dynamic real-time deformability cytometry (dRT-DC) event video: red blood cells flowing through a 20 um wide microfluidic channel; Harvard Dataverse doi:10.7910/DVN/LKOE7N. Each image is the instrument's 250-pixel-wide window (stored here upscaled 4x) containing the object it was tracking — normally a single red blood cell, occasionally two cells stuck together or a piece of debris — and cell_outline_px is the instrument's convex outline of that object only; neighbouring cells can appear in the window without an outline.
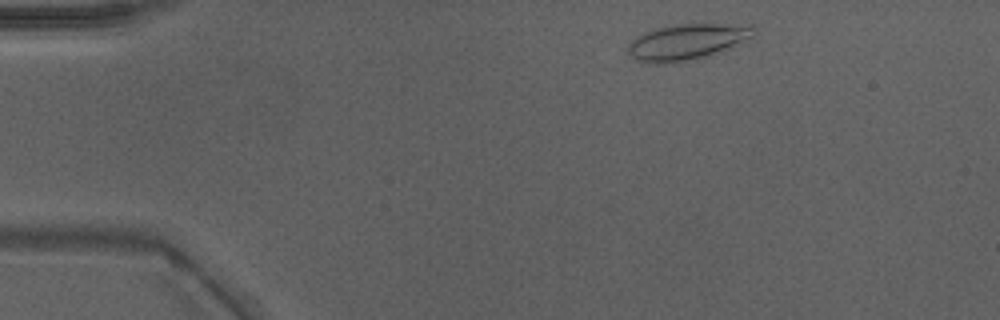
{"species": "Egyptian fruit bat (a non-hibernating species)", "species_latin": "Rousettus aegyptiacus", "temperature_condition": "warm", "stored_images_in_passage": 43, "camera_frame_rate_fps": 3000, "um_per_image_px": 0.085, "animal": {"sex": "male"}, "frame": {"image": 1, "passage_image": 3, "time_ms": 0.667, "image_size_px": [1000, 320], "cell_outline_px": [[756, 32], [752, 36], [720, 52], [696, 60], [664, 64], [656, 64], [636, 60], [628, 52], [628, 44], [632, 40], [644, 32], [656, 28], [676, 24], [752, 24], [756, 28]], "centroid_in_image_um": [58.4, 3.56], "position_along_channel_um": 26.6, "area_um2": 26.47}}
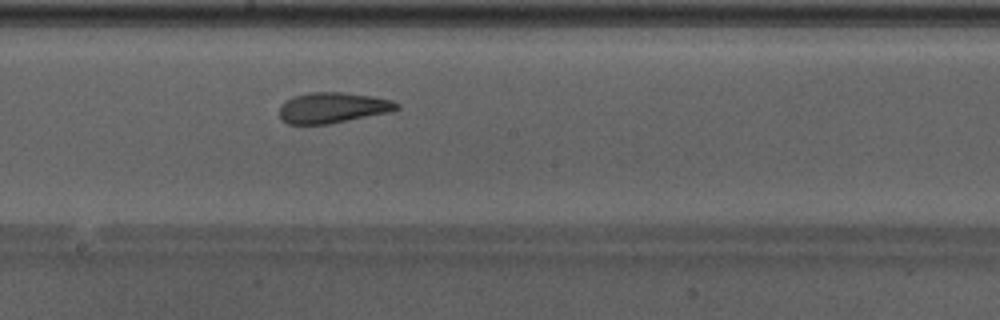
{"frame": {"image": 2, "passage_image": 22, "time_ms": 7.0, "image_size_px": [1000, 320], "cell_outline_px": [[400, 108], [392, 112], [328, 124], [288, 124], [280, 120], [280, 104], [296, 96], [312, 92], [340, 92], [372, 96], [392, 100], [400, 104]], "centroid_in_image_um": [28.31, 9.16], "position_along_channel_um": 219.9, "area_um2": 20.98}}
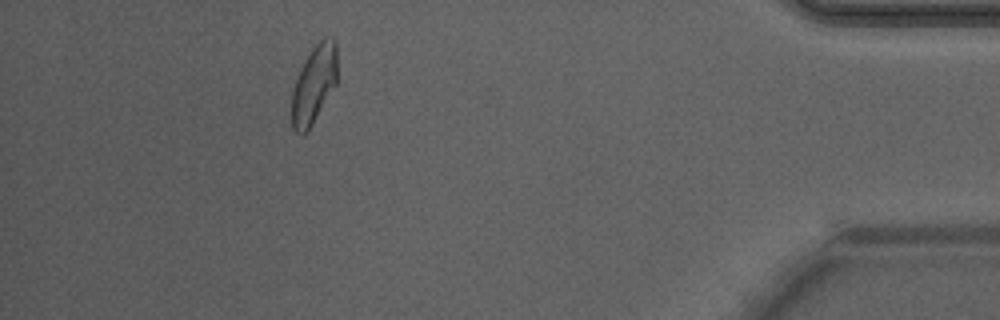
{"frame": {"image": 3, "passage_image": 39, "time_ms": 12.667, "image_size_px": [1000, 320], "cell_outline_px": [[336, 84], [312, 124], [304, 132], [296, 132], [292, 128], [292, 88], [304, 60], [312, 48], [324, 36], [332, 36], [336, 40]], "centroid_in_image_um": [26.69, 7.11], "position_along_channel_um": 408.5, "area_um2": 20.46}, "authors_computed_cell_mechanics": {"area_um2": 21.7906, "velocity_mm_per_s": 4.253, "shape_relaxation_time_tau1_ms": null, "shape_relaxation_time_tau2_ms": 2.0122, "deformation_change_tau1": null, "deformation_change_tau2": 0.0972}}